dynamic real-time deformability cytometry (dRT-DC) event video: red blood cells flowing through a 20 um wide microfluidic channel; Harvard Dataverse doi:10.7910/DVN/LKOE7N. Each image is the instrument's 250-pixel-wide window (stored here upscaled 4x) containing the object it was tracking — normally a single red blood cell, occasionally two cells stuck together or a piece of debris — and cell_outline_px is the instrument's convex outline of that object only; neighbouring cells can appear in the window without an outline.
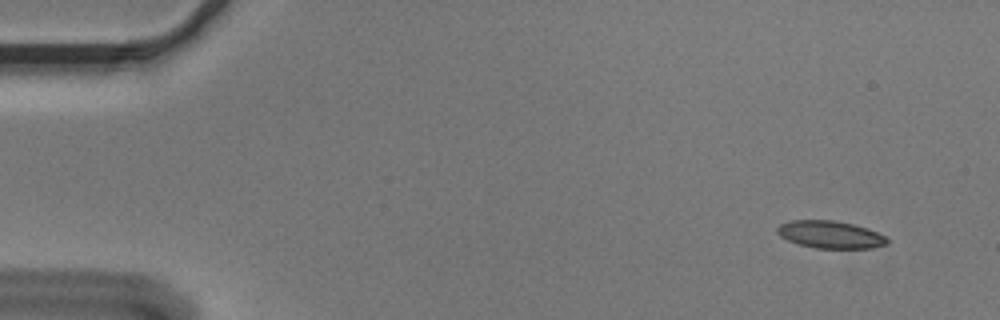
{"species": "Egyptian fruit bat (a non-hibernating species)", "species_latin": "Rousettus aegyptiacus", "temperature_condition": "cold", "stored_images_in_passage": 5, "camera_frame_rate_fps": 3000, "um_per_image_px": 0.085, "animal": {"sex": "male"}, "frame": {"image": 1, "passage_image": 1, "time_ms": 0.0, "image_size_px": [1000, 320], "cell_outline_px": [[888, 244], [872, 248], [816, 248], [800, 244], [788, 240], [780, 236], [776, 232], [776, 228], [780, 224], [792, 220], [832, 220], [852, 224], [868, 228], [884, 236], [888, 240]], "centroid_in_image_um": [70.56, 19.93], "position_along_channel_um": 14.4, "area_um2": 17.46}}
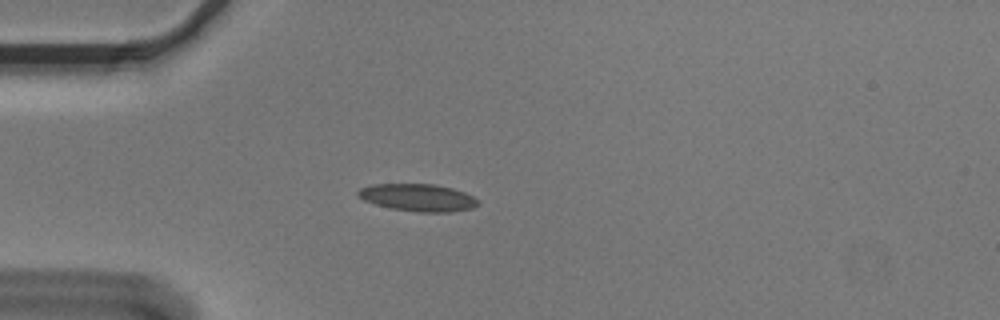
{"frame": {"image": 2, "passage_image": 4, "time_ms": 1.0, "image_size_px": [1000, 320], "cell_outline_px": [[480, 204], [472, 208], [452, 212], [416, 212], [392, 208], [376, 204], [364, 200], [356, 196], [356, 192], [360, 188], [372, 184], [432, 184], [452, 188], [464, 192], [472, 196]], "centroid_in_image_um": [35.5, 16.79], "position_along_channel_um": 49.5, "area_um2": 19.07}}